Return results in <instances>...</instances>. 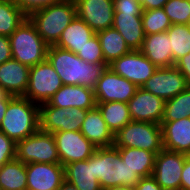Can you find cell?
Wrapping results in <instances>:
<instances>
[{
  "label": "cell",
  "mask_w": 190,
  "mask_h": 190,
  "mask_svg": "<svg viewBox=\"0 0 190 190\" xmlns=\"http://www.w3.org/2000/svg\"><path fill=\"white\" fill-rule=\"evenodd\" d=\"M47 60L61 78L63 85H80L91 89H94L108 67V64L88 63L77 54L54 45L48 48Z\"/></svg>",
  "instance_id": "obj_1"
},
{
  "label": "cell",
  "mask_w": 190,
  "mask_h": 190,
  "mask_svg": "<svg viewBox=\"0 0 190 190\" xmlns=\"http://www.w3.org/2000/svg\"><path fill=\"white\" fill-rule=\"evenodd\" d=\"M93 171V176L100 182L102 189L111 186L133 189L141 178L122 160L115 146L96 147L93 153Z\"/></svg>",
  "instance_id": "obj_2"
},
{
  "label": "cell",
  "mask_w": 190,
  "mask_h": 190,
  "mask_svg": "<svg viewBox=\"0 0 190 190\" xmlns=\"http://www.w3.org/2000/svg\"><path fill=\"white\" fill-rule=\"evenodd\" d=\"M39 129V105L23 96L14 97L8 103L0 131L17 143Z\"/></svg>",
  "instance_id": "obj_3"
},
{
  "label": "cell",
  "mask_w": 190,
  "mask_h": 190,
  "mask_svg": "<svg viewBox=\"0 0 190 190\" xmlns=\"http://www.w3.org/2000/svg\"><path fill=\"white\" fill-rule=\"evenodd\" d=\"M77 16L74 0H63L32 12L28 18L49 45H55L63 30Z\"/></svg>",
  "instance_id": "obj_4"
},
{
  "label": "cell",
  "mask_w": 190,
  "mask_h": 190,
  "mask_svg": "<svg viewBox=\"0 0 190 190\" xmlns=\"http://www.w3.org/2000/svg\"><path fill=\"white\" fill-rule=\"evenodd\" d=\"M12 58L28 67L47 59L49 45L38 34L36 27L25 19L9 36Z\"/></svg>",
  "instance_id": "obj_5"
},
{
  "label": "cell",
  "mask_w": 190,
  "mask_h": 190,
  "mask_svg": "<svg viewBox=\"0 0 190 190\" xmlns=\"http://www.w3.org/2000/svg\"><path fill=\"white\" fill-rule=\"evenodd\" d=\"M114 146L144 149L157 155L164 149L161 125L130 121L114 135Z\"/></svg>",
  "instance_id": "obj_6"
},
{
  "label": "cell",
  "mask_w": 190,
  "mask_h": 190,
  "mask_svg": "<svg viewBox=\"0 0 190 190\" xmlns=\"http://www.w3.org/2000/svg\"><path fill=\"white\" fill-rule=\"evenodd\" d=\"M16 159L28 163H60L52 133L42 130L16 143Z\"/></svg>",
  "instance_id": "obj_7"
},
{
  "label": "cell",
  "mask_w": 190,
  "mask_h": 190,
  "mask_svg": "<svg viewBox=\"0 0 190 190\" xmlns=\"http://www.w3.org/2000/svg\"><path fill=\"white\" fill-rule=\"evenodd\" d=\"M62 86L61 78L46 59L30 67L29 83L23 97L41 105L47 103Z\"/></svg>",
  "instance_id": "obj_8"
},
{
  "label": "cell",
  "mask_w": 190,
  "mask_h": 190,
  "mask_svg": "<svg viewBox=\"0 0 190 190\" xmlns=\"http://www.w3.org/2000/svg\"><path fill=\"white\" fill-rule=\"evenodd\" d=\"M88 110L39 105L40 130L48 133L80 131Z\"/></svg>",
  "instance_id": "obj_9"
},
{
  "label": "cell",
  "mask_w": 190,
  "mask_h": 190,
  "mask_svg": "<svg viewBox=\"0 0 190 190\" xmlns=\"http://www.w3.org/2000/svg\"><path fill=\"white\" fill-rule=\"evenodd\" d=\"M108 68L134 83L138 88H142L157 69L140 50H131L120 58L113 60Z\"/></svg>",
  "instance_id": "obj_10"
},
{
  "label": "cell",
  "mask_w": 190,
  "mask_h": 190,
  "mask_svg": "<svg viewBox=\"0 0 190 190\" xmlns=\"http://www.w3.org/2000/svg\"><path fill=\"white\" fill-rule=\"evenodd\" d=\"M138 87L106 68L94 87L96 103L123 102L128 103L135 95Z\"/></svg>",
  "instance_id": "obj_11"
},
{
  "label": "cell",
  "mask_w": 190,
  "mask_h": 190,
  "mask_svg": "<svg viewBox=\"0 0 190 190\" xmlns=\"http://www.w3.org/2000/svg\"><path fill=\"white\" fill-rule=\"evenodd\" d=\"M52 134L62 166L87 160L95 152L96 146L81 131L54 132Z\"/></svg>",
  "instance_id": "obj_12"
},
{
  "label": "cell",
  "mask_w": 190,
  "mask_h": 190,
  "mask_svg": "<svg viewBox=\"0 0 190 190\" xmlns=\"http://www.w3.org/2000/svg\"><path fill=\"white\" fill-rule=\"evenodd\" d=\"M186 154L161 150L155 157L152 176L163 190H181V175Z\"/></svg>",
  "instance_id": "obj_13"
},
{
  "label": "cell",
  "mask_w": 190,
  "mask_h": 190,
  "mask_svg": "<svg viewBox=\"0 0 190 190\" xmlns=\"http://www.w3.org/2000/svg\"><path fill=\"white\" fill-rule=\"evenodd\" d=\"M189 85L182 73L175 67L157 68L142 88L165 101L172 99Z\"/></svg>",
  "instance_id": "obj_14"
},
{
  "label": "cell",
  "mask_w": 190,
  "mask_h": 190,
  "mask_svg": "<svg viewBox=\"0 0 190 190\" xmlns=\"http://www.w3.org/2000/svg\"><path fill=\"white\" fill-rule=\"evenodd\" d=\"M77 17L87 23L95 32L113 26V0H74Z\"/></svg>",
  "instance_id": "obj_15"
},
{
  "label": "cell",
  "mask_w": 190,
  "mask_h": 190,
  "mask_svg": "<svg viewBox=\"0 0 190 190\" xmlns=\"http://www.w3.org/2000/svg\"><path fill=\"white\" fill-rule=\"evenodd\" d=\"M166 101L143 88H138L127 103L132 121L161 124Z\"/></svg>",
  "instance_id": "obj_16"
},
{
  "label": "cell",
  "mask_w": 190,
  "mask_h": 190,
  "mask_svg": "<svg viewBox=\"0 0 190 190\" xmlns=\"http://www.w3.org/2000/svg\"><path fill=\"white\" fill-rule=\"evenodd\" d=\"M27 190H58L65 180L60 163L26 164Z\"/></svg>",
  "instance_id": "obj_17"
},
{
  "label": "cell",
  "mask_w": 190,
  "mask_h": 190,
  "mask_svg": "<svg viewBox=\"0 0 190 190\" xmlns=\"http://www.w3.org/2000/svg\"><path fill=\"white\" fill-rule=\"evenodd\" d=\"M48 103L65 109L91 110L97 106L94 90L80 85H63Z\"/></svg>",
  "instance_id": "obj_18"
},
{
  "label": "cell",
  "mask_w": 190,
  "mask_h": 190,
  "mask_svg": "<svg viewBox=\"0 0 190 190\" xmlns=\"http://www.w3.org/2000/svg\"><path fill=\"white\" fill-rule=\"evenodd\" d=\"M30 67L15 59L0 65V87L9 95L24 96L29 83Z\"/></svg>",
  "instance_id": "obj_19"
},
{
  "label": "cell",
  "mask_w": 190,
  "mask_h": 190,
  "mask_svg": "<svg viewBox=\"0 0 190 190\" xmlns=\"http://www.w3.org/2000/svg\"><path fill=\"white\" fill-rule=\"evenodd\" d=\"M165 150L190 155V118L161 122Z\"/></svg>",
  "instance_id": "obj_20"
},
{
  "label": "cell",
  "mask_w": 190,
  "mask_h": 190,
  "mask_svg": "<svg viewBox=\"0 0 190 190\" xmlns=\"http://www.w3.org/2000/svg\"><path fill=\"white\" fill-rule=\"evenodd\" d=\"M170 41L167 31L145 35L140 51L157 68L175 66L170 52Z\"/></svg>",
  "instance_id": "obj_21"
},
{
  "label": "cell",
  "mask_w": 190,
  "mask_h": 190,
  "mask_svg": "<svg viewBox=\"0 0 190 190\" xmlns=\"http://www.w3.org/2000/svg\"><path fill=\"white\" fill-rule=\"evenodd\" d=\"M80 131L96 147L114 146V134L108 128L97 106L87 111Z\"/></svg>",
  "instance_id": "obj_22"
},
{
  "label": "cell",
  "mask_w": 190,
  "mask_h": 190,
  "mask_svg": "<svg viewBox=\"0 0 190 190\" xmlns=\"http://www.w3.org/2000/svg\"><path fill=\"white\" fill-rule=\"evenodd\" d=\"M141 16L114 12L112 27L121 34L131 50H140L145 38Z\"/></svg>",
  "instance_id": "obj_23"
},
{
  "label": "cell",
  "mask_w": 190,
  "mask_h": 190,
  "mask_svg": "<svg viewBox=\"0 0 190 190\" xmlns=\"http://www.w3.org/2000/svg\"><path fill=\"white\" fill-rule=\"evenodd\" d=\"M64 175L65 180L78 190H102L100 182L93 176V154L87 160L64 165Z\"/></svg>",
  "instance_id": "obj_24"
},
{
  "label": "cell",
  "mask_w": 190,
  "mask_h": 190,
  "mask_svg": "<svg viewBox=\"0 0 190 190\" xmlns=\"http://www.w3.org/2000/svg\"><path fill=\"white\" fill-rule=\"evenodd\" d=\"M96 33L79 17L63 30L58 42L54 45L77 54Z\"/></svg>",
  "instance_id": "obj_25"
},
{
  "label": "cell",
  "mask_w": 190,
  "mask_h": 190,
  "mask_svg": "<svg viewBox=\"0 0 190 190\" xmlns=\"http://www.w3.org/2000/svg\"><path fill=\"white\" fill-rule=\"evenodd\" d=\"M118 152L128 167L141 178L152 176L156 154L154 152L130 147H117Z\"/></svg>",
  "instance_id": "obj_26"
},
{
  "label": "cell",
  "mask_w": 190,
  "mask_h": 190,
  "mask_svg": "<svg viewBox=\"0 0 190 190\" xmlns=\"http://www.w3.org/2000/svg\"><path fill=\"white\" fill-rule=\"evenodd\" d=\"M101 44L104 61L109 65L113 60L127 54L131 49L121 34L113 27L96 33Z\"/></svg>",
  "instance_id": "obj_27"
},
{
  "label": "cell",
  "mask_w": 190,
  "mask_h": 190,
  "mask_svg": "<svg viewBox=\"0 0 190 190\" xmlns=\"http://www.w3.org/2000/svg\"><path fill=\"white\" fill-rule=\"evenodd\" d=\"M0 190H27L25 163L14 159L0 167Z\"/></svg>",
  "instance_id": "obj_28"
},
{
  "label": "cell",
  "mask_w": 190,
  "mask_h": 190,
  "mask_svg": "<svg viewBox=\"0 0 190 190\" xmlns=\"http://www.w3.org/2000/svg\"><path fill=\"white\" fill-rule=\"evenodd\" d=\"M97 107L108 128L114 135L127 123L132 121L127 103L104 102L97 103Z\"/></svg>",
  "instance_id": "obj_29"
},
{
  "label": "cell",
  "mask_w": 190,
  "mask_h": 190,
  "mask_svg": "<svg viewBox=\"0 0 190 190\" xmlns=\"http://www.w3.org/2000/svg\"><path fill=\"white\" fill-rule=\"evenodd\" d=\"M27 18L13 0H0V35L9 37Z\"/></svg>",
  "instance_id": "obj_30"
},
{
  "label": "cell",
  "mask_w": 190,
  "mask_h": 190,
  "mask_svg": "<svg viewBox=\"0 0 190 190\" xmlns=\"http://www.w3.org/2000/svg\"><path fill=\"white\" fill-rule=\"evenodd\" d=\"M170 41V52L176 63L190 53V27L185 24H172L167 30Z\"/></svg>",
  "instance_id": "obj_31"
},
{
  "label": "cell",
  "mask_w": 190,
  "mask_h": 190,
  "mask_svg": "<svg viewBox=\"0 0 190 190\" xmlns=\"http://www.w3.org/2000/svg\"><path fill=\"white\" fill-rule=\"evenodd\" d=\"M190 118V86L165 103L161 122L177 121Z\"/></svg>",
  "instance_id": "obj_32"
},
{
  "label": "cell",
  "mask_w": 190,
  "mask_h": 190,
  "mask_svg": "<svg viewBox=\"0 0 190 190\" xmlns=\"http://www.w3.org/2000/svg\"><path fill=\"white\" fill-rule=\"evenodd\" d=\"M141 17L145 35L166 32L172 25L163 8L144 10Z\"/></svg>",
  "instance_id": "obj_33"
},
{
  "label": "cell",
  "mask_w": 190,
  "mask_h": 190,
  "mask_svg": "<svg viewBox=\"0 0 190 190\" xmlns=\"http://www.w3.org/2000/svg\"><path fill=\"white\" fill-rule=\"evenodd\" d=\"M172 24L190 23V0H168L163 6Z\"/></svg>",
  "instance_id": "obj_34"
},
{
  "label": "cell",
  "mask_w": 190,
  "mask_h": 190,
  "mask_svg": "<svg viewBox=\"0 0 190 190\" xmlns=\"http://www.w3.org/2000/svg\"><path fill=\"white\" fill-rule=\"evenodd\" d=\"M77 56L88 63L107 64L104 61L100 40L97 34H95L91 40L82 47L77 53Z\"/></svg>",
  "instance_id": "obj_35"
},
{
  "label": "cell",
  "mask_w": 190,
  "mask_h": 190,
  "mask_svg": "<svg viewBox=\"0 0 190 190\" xmlns=\"http://www.w3.org/2000/svg\"><path fill=\"white\" fill-rule=\"evenodd\" d=\"M16 159V143L0 131V167Z\"/></svg>",
  "instance_id": "obj_36"
},
{
  "label": "cell",
  "mask_w": 190,
  "mask_h": 190,
  "mask_svg": "<svg viewBox=\"0 0 190 190\" xmlns=\"http://www.w3.org/2000/svg\"><path fill=\"white\" fill-rule=\"evenodd\" d=\"M19 8L29 16L32 12L63 0H13Z\"/></svg>",
  "instance_id": "obj_37"
},
{
  "label": "cell",
  "mask_w": 190,
  "mask_h": 190,
  "mask_svg": "<svg viewBox=\"0 0 190 190\" xmlns=\"http://www.w3.org/2000/svg\"><path fill=\"white\" fill-rule=\"evenodd\" d=\"M114 12L123 14H143V6L139 0H113Z\"/></svg>",
  "instance_id": "obj_38"
},
{
  "label": "cell",
  "mask_w": 190,
  "mask_h": 190,
  "mask_svg": "<svg viewBox=\"0 0 190 190\" xmlns=\"http://www.w3.org/2000/svg\"><path fill=\"white\" fill-rule=\"evenodd\" d=\"M12 59L10 39L0 35V65Z\"/></svg>",
  "instance_id": "obj_39"
},
{
  "label": "cell",
  "mask_w": 190,
  "mask_h": 190,
  "mask_svg": "<svg viewBox=\"0 0 190 190\" xmlns=\"http://www.w3.org/2000/svg\"><path fill=\"white\" fill-rule=\"evenodd\" d=\"M133 190H163L153 176L140 178Z\"/></svg>",
  "instance_id": "obj_40"
},
{
  "label": "cell",
  "mask_w": 190,
  "mask_h": 190,
  "mask_svg": "<svg viewBox=\"0 0 190 190\" xmlns=\"http://www.w3.org/2000/svg\"><path fill=\"white\" fill-rule=\"evenodd\" d=\"M175 67L182 73L187 84L190 86V53L180 58L175 63Z\"/></svg>",
  "instance_id": "obj_41"
},
{
  "label": "cell",
  "mask_w": 190,
  "mask_h": 190,
  "mask_svg": "<svg viewBox=\"0 0 190 190\" xmlns=\"http://www.w3.org/2000/svg\"><path fill=\"white\" fill-rule=\"evenodd\" d=\"M181 190H190V155H186L181 175Z\"/></svg>",
  "instance_id": "obj_42"
},
{
  "label": "cell",
  "mask_w": 190,
  "mask_h": 190,
  "mask_svg": "<svg viewBox=\"0 0 190 190\" xmlns=\"http://www.w3.org/2000/svg\"><path fill=\"white\" fill-rule=\"evenodd\" d=\"M168 0H139L144 10L160 9Z\"/></svg>",
  "instance_id": "obj_43"
},
{
  "label": "cell",
  "mask_w": 190,
  "mask_h": 190,
  "mask_svg": "<svg viewBox=\"0 0 190 190\" xmlns=\"http://www.w3.org/2000/svg\"><path fill=\"white\" fill-rule=\"evenodd\" d=\"M14 97L0 87V102H10Z\"/></svg>",
  "instance_id": "obj_44"
},
{
  "label": "cell",
  "mask_w": 190,
  "mask_h": 190,
  "mask_svg": "<svg viewBox=\"0 0 190 190\" xmlns=\"http://www.w3.org/2000/svg\"><path fill=\"white\" fill-rule=\"evenodd\" d=\"M58 190H78V189L72 183L68 182L67 180H64Z\"/></svg>",
  "instance_id": "obj_45"
},
{
  "label": "cell",
  "mask_w": 190,
  "mask_h": 190,
  "mask_svg": "<svg viewBox=\"0 0 190 190\" xmlns=\"http://www.w3.org/2000/svg\"><path fill=\"white\" fill-rule=\"evenodd\" d=\"M8 103L9 102H0V125H1L2 119L5 116V112H6Z\"/></svg>",
  "instance_id": "obj_46"
},
{
  "label": "cell",
  "mask_w": 190,
  "mask_h": 190,
  "mask_svg": "<svg viewBox=\"0 0 190 190\" xmlns=\"http://www.w3.org/2000/svg\"><path fill=\"white\" fill-rule=\"evenodd\" d=\"M102 190H133V189L129 187H124V186H111V187L103 188Z\"/></svg>",
  "instance_id": "obj_47"
}]
</instances>
